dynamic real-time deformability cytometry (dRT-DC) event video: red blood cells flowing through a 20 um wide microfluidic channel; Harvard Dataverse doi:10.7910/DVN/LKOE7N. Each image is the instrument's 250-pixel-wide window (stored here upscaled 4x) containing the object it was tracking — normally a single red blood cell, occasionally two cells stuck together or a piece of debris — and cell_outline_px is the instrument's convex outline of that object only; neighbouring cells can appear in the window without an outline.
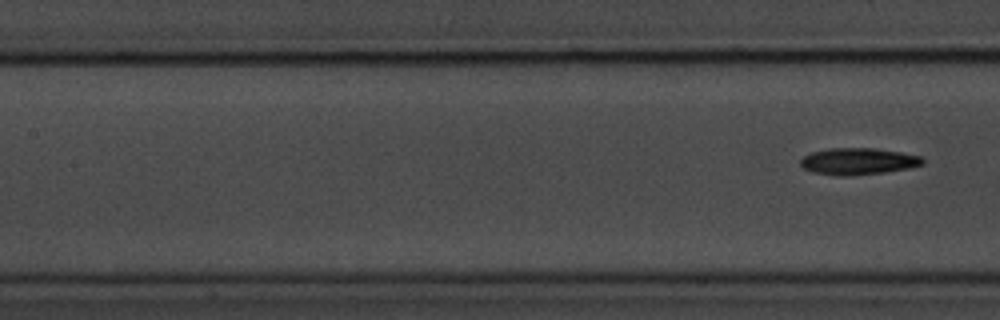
{"species": "common noctule bat (a hibernating species)", "species_latin": "Nyctalus noctula", "temperature_condition": "room temperature", "stored_images_in_passage": 8, "segment_of_instrument_passage": [2, 2], "camera_frame_rate_fps": 3000, "um_per_image_px": 0.085, "animal": {"sex": "male", "body_mass_g": 20.1, "forearm_length_mm": 53.5}, "frame": {"image": 1, "passage_image": 8, "time_ms": 9.0, "image_size_px": [1000, 320], "cell_outline_px": [[924, 164], [908, 168], [884, 172], [848, 176], [840, 176], [812, 172], [804, 168], [800, 164], [800, 160], [804, 156], [812, 152], [828, 148], [872, 148], [900, 152], [920, 156], [924, 160]], "centroid_in_image_um": [72.92, 13.71], "position_along_channel_um": 134.5, "area_um2": 18.9}}